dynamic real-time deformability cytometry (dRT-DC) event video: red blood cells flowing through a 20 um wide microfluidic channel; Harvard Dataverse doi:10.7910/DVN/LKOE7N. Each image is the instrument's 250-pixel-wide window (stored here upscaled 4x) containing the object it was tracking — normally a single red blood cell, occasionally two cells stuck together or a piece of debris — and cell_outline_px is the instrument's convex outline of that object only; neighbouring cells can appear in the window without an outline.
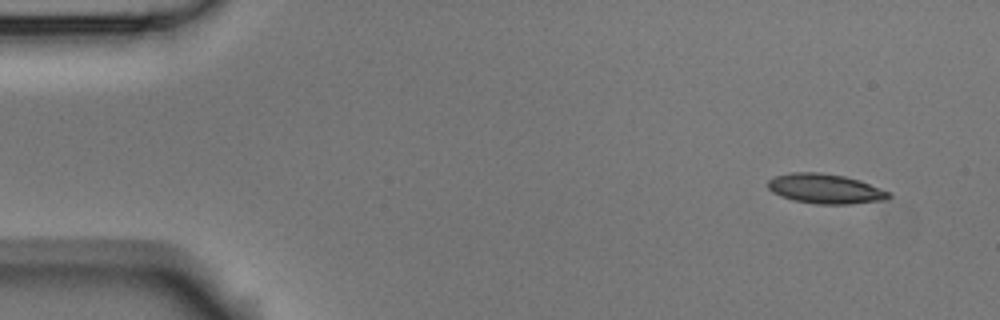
{"species": "Egyptian fruit bat (a non-hibernating species)", "species_latin": "Rousettus aegyptiacus", "temperature_condition": "room temperature", "stored_images_in_passage": 50, "camera_frame_rate_fps": 3000, "um_per_image_px": 0.085, "animal": {"sex": "male"}, "frame": {"image": 1, "passage_image": 1, "time_ms": 0.0, "image_size_px": [1000, 320], "cell_outline_px": [[892, 196], [884, 200], [848, 204], [816, 204], [792, 200], [780, 196], [772, 192], [768, 188], [768, 180], [776, 176], [792, 172], [820, 172], [844, 176], [860, 180], [892, 192]], "centroid_in_image_um": [70.17, 16.04], "position_along_channel_um": 14.8, "area_um2": 21.1}}
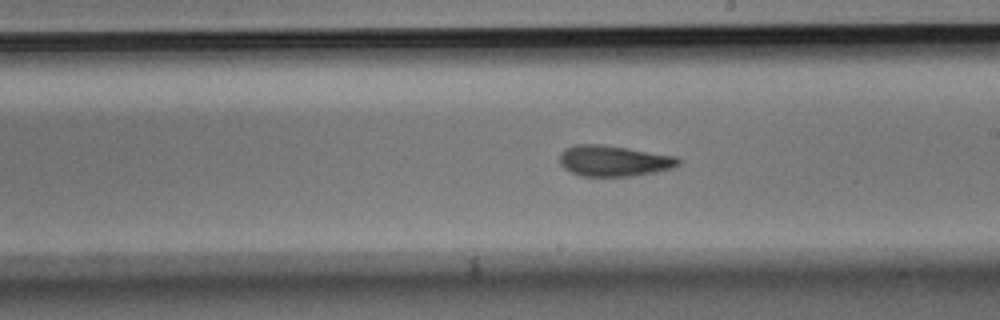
{"frame": {"image": 2, "passage_image": 27, "time_ms": 8.667, "image_size_px": [1000, 320], "cell_outline_px": [[680, 164], [676, 168], [656, 172], [632, 176], [580, 176], [564, 168], [560, 164], [560, 152], [564, 148], [576, 144], [600, 144], [676, 156], [680, 160]], "centroid_in_image_um": [52.17, 13.68], "position_along_channel_um": 236.8, "area_um2": 21.44}}
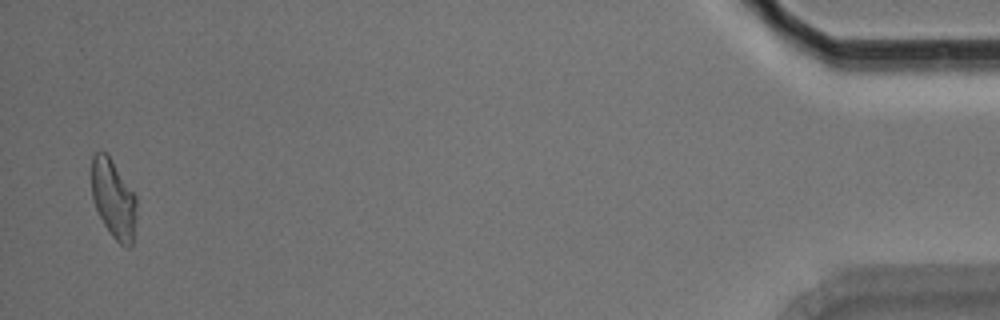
{"frame": {"image": 3, "passage_image": 49, "time_ms": 16.0, "image_size_px": [1000, 320], "cell_outline_px": [[136, 216], [132, 244], [128, 248], [120, 244], [112, 236], [104, 224], [96, 208], [92, 196], [92, 156], [96, 152], [104, 152], [112, 160], [136, 196]], "centroid_in_image_um": [9.65, 16.93], "position_along_channel_um": 425.5, "area_um2": 20.35}, "authors_computed_cell_mechanics": {"area_um2": 21.097, "velocity_mm_per_s": 3.7618, "shape_relaxation_time_tau1_ms": 5.9055, "shape_relaxation_time_tau2_ms": 5.1379, "deformation_change_tau1": 0.1838, "deformation_change_tau2": 0.1323}}